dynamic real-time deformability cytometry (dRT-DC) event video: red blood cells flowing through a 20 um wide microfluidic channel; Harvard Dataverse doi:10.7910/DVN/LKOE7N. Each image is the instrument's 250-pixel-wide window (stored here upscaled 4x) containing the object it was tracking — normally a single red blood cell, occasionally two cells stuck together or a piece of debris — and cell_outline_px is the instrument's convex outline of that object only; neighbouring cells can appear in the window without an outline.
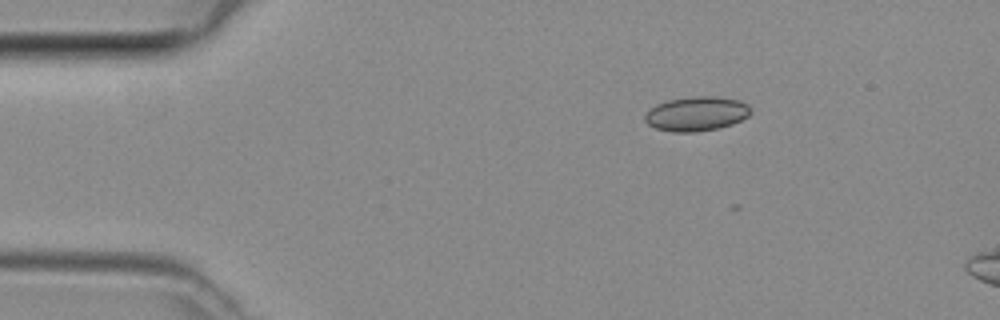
{"species": "common noctule bat (a hibernating species)", "species_latin": "Nyctalus noctula", "temperature_condition": "room temperature", "stored_images_in_passage": 2, "camera_frame_rate_fps": 3000, "um_per_image_px": 0.085, "animal": {"sex": "female", "body_mass_g": 29.2, "forearm_length_mm": 56.3}, "frame": {"image": 1, "passage_image": 2, "time_ms": 0.333, "image_size_px": [1000, 320], "cell_outline_px": [[752, 112], [748, 116], [732, 124], [720, 128], [696, 132], [672, 132], [656, 128], [648, 124], [644, 120], [644, 116], [656, 104], [668, 100], [696, 96], [712, 96], [740, 100], [748, 104]], "centroid_in_image_um": [59.22, 9.67], "position_along_channel_um": 25.8, "area_um2": 21.21}}